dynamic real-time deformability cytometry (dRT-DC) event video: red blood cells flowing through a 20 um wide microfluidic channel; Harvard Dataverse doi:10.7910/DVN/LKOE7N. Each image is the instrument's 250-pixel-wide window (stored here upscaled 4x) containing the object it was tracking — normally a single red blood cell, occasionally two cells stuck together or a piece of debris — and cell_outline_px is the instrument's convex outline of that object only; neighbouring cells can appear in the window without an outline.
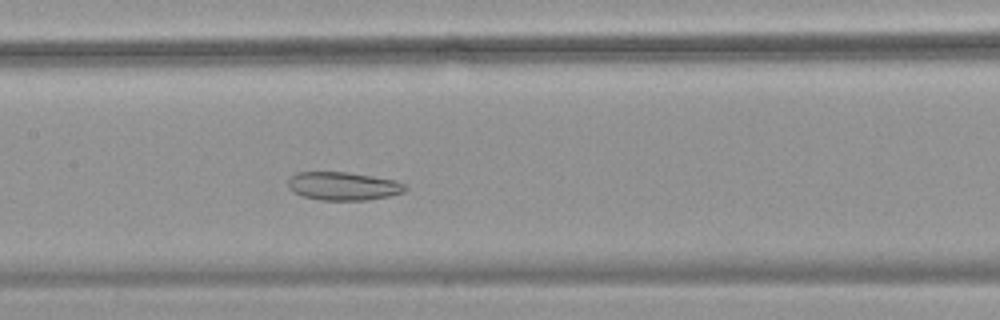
{"species": "common noctule bat (a hibernating species)", "species_latin": "Nyctalus noctula", "temperature_condition": "warm", "stored_images_in_passage": 38, "camera_frame_rate_fps": 3000, "um_per_image_px": 0.085, "animal": {"sex": "female", "body_mass_g": 18.4}, "frame": {"image": 1, "passage_image": 10, "time_ms": 3.0, "image_size_px": [1000, 320], "cell_outline_px": [[408, 188], [404, 192], [388, 196], [368, 200], [320, 200], [300, 196], [292, 192], [288, 188], [288, 180], [296, 172], [348, 172], [396, 180], [408, 184]], "centroid_in_image_um": [29.18, 15.82], "position_along_channel_um": 178.2, "area_um2": 19.59}}
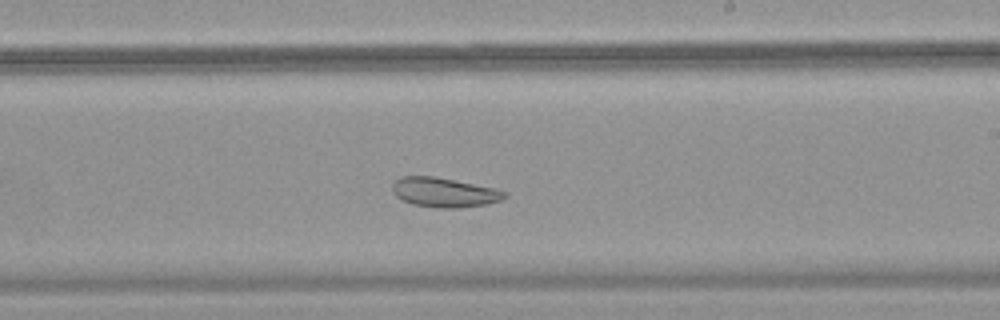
{"frame": {"image": 2, "passage_image": 16, "time_ms": 5.0, "image_size_px": [1000, 320], "cell_outline_px": [[508, 196], [500, 200], [488, 204], [456, 208], [440, 208], [412, 204], [396, 196], [392, 192], [392, 184], [400, 176], [432, 176], [496, 188], [508, 192]], "centroid_in_image_um": [37.77, 16.35], "position_along_channel_um": 251.2, "area_um2": 19.31}}
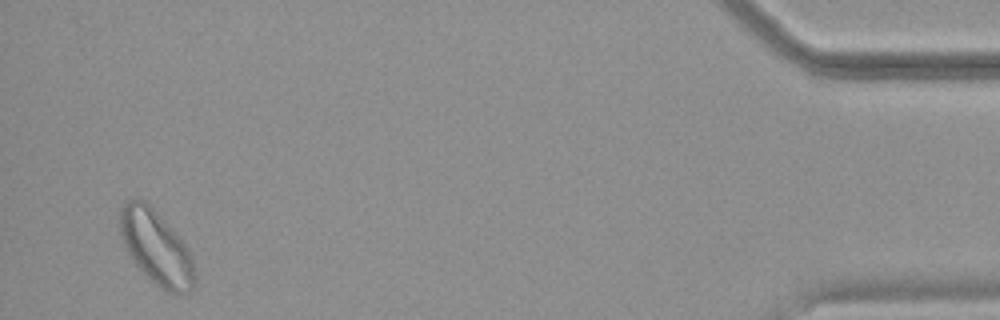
{"frame": {"image": 3, "passage_image": 36, "time_ms": 11.667, "image_size_px": [1000, 320], "cell_outline_px": [[196, 280], [192, 288], [188, 292], [168, 292], [156, 284], [132, 260], [124, 244], [120, 232], [120, 208], [128, 200], [144, 200], [176, 232], [188, 248], [192, 256], [196, 272]], "centroid_in_image_um": [13.31, 21.04], "position_along_channel_um": 421.9, "area_um2": 31.79}, "authors_computed_cell_mechanics": {"area_um2": 21.1259, "velocity_mm_per_s": 3.6747, "shape_relaxation_time_tau1_ms": null, "shape_relaxation_time_tau2_ms": 4.1194, "deformation_change_tau1": null, "deformation_change_tau2": 0.0947}}